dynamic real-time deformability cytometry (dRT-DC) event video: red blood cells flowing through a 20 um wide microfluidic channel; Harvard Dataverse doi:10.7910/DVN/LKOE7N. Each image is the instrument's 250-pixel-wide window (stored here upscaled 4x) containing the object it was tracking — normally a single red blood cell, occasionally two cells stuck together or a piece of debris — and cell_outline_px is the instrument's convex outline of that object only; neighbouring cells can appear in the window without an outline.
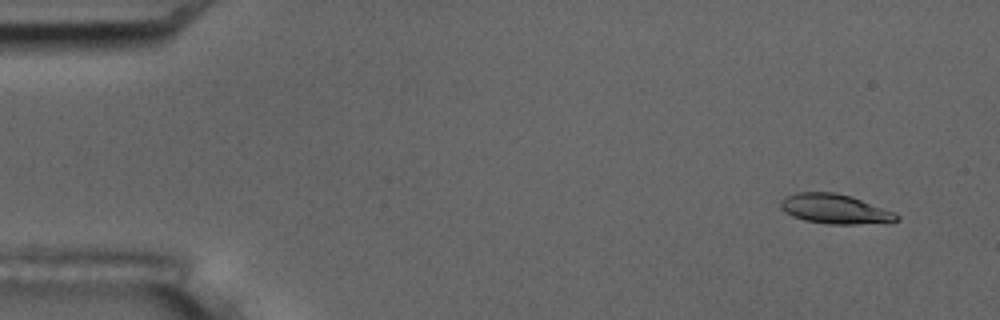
{"species": "common noctule bat (a hibernating species)", "species_latin": "Nyctalus noctula", "temperature_condition": "room temperature", "stored_images_in_passage": 4, "camera_frame_rate_fps": 3000, "um_per_image_px": 0.085, "animal": {"sex": "male", "body_mass_g": 17.5, "forearm_length_mm": 52.3}, "frame": {"image": 1, "passage_image": 1, "time_ms": 0.0, "image_size_px": [1000, 320], "cell_outline_px": [[900, 220], [892, 224], [828, 224], [804, 220], [792, 216], [784, 212], [780, 208], [780, 200], [784, 196], [796, 192], [836, 192], [852, 196], [896, 212], [900, 216]], "centroid_in_image_um": [71.04, 17.77], "position_along_channel_um": 14.0, "area_um2": 20.75}}